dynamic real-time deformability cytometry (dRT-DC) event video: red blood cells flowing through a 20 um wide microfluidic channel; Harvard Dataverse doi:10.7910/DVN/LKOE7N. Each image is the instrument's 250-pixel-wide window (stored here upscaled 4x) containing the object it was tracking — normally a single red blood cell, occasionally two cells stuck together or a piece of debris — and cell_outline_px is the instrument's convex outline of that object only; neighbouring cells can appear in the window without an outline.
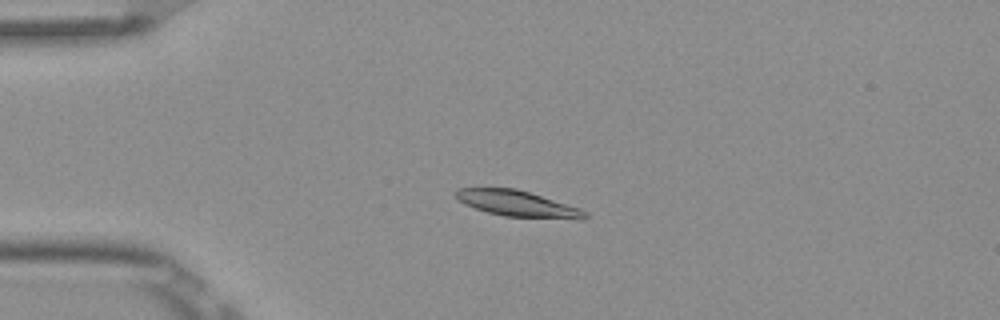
{"species": "Egyptian fruit bat (a non-hibernating species)", "species_latin": "Rousettus aegyptiacus", "temperature_condition": "room temperature", "stored_images_in_passage": 5, "camera_frame_rate_fps": 3000, "um_per_image_px": 0.085, "frame": {"image": 1, "passage_image": 4, "time_ms": 1.0, "image_size_px": [1000, 320], "cell_outline_px": [[588, 216], [584, 220], [580, 220], [504, 216], [488, 212], [464, 204], [456, 196], [456, 192], [460, 188], [516, 188], [580, 208], [588, 212]], "centroid_in_image_um": [44.08, 17.33], "position_along_channel_um": 40.9, "area_um2": 19.48}}